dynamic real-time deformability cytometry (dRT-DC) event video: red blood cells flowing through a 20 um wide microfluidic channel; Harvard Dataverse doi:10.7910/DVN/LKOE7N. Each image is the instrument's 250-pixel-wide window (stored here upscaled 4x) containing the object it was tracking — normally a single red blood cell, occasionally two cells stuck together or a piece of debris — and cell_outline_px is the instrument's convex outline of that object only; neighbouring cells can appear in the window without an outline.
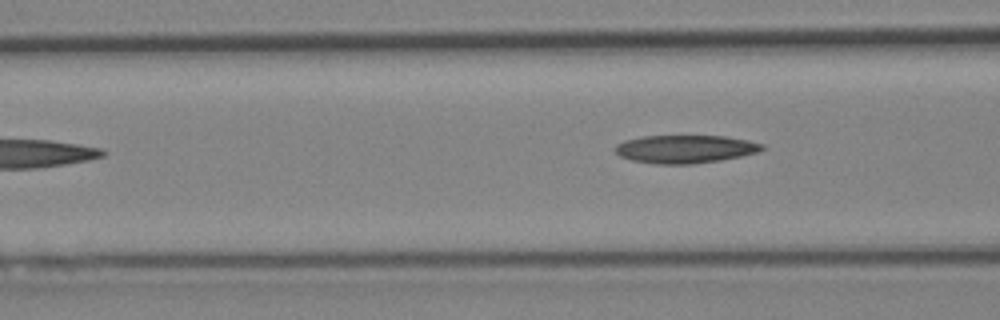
{"species": "Egyptian fruit bat (a non-hibernating species)", "species_latin": "Rousettus aegyptiacus", "temperature_condition": "cold", "stored_images_in_passage": 5, "camera_frame_rate_fps": 3000, "um_per_image_px": 0.085, "animal": {"sex": "female"}, "frame": {"image": 1, "passage_image": 3, "time_ms": 3.333, "image_size_px": [1000, 320], "cell_outline_px": [[764, 148], [756, 152], [740, 156], [720, 160], [692, 164], [656, 164], [632, 160], [620, 156], [616, 152], [616, 144], [624, 140], [644, 136], [728, 136], [748, 140], [764, 144]], "centroid_in_image_um": [58.24, 12.66], "position_along_channel_um": 108.4, "area_um2": 23.93}}
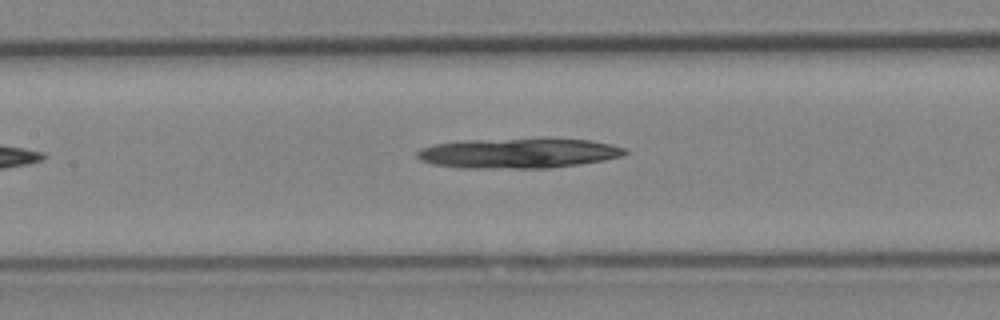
{"frame": {"image": 2, "passage_image": 5, "time_ms": 5.667, "image_size_px": [1000, 320], "cell_outline_px": [[628, 152], [620, 156], [604, 160], [552, 168], [460, 168], [432, 164], [420, 160], [416, 156], [416, 152], [420, 148], [432, 144], [468, 140], [544, 136], [588, 140], [608, 144], [624, 148]], "centroid_in_image_um": [44.03, 12.99], "position_along_channel_um": 163.4, "area_um2": 37.34}}